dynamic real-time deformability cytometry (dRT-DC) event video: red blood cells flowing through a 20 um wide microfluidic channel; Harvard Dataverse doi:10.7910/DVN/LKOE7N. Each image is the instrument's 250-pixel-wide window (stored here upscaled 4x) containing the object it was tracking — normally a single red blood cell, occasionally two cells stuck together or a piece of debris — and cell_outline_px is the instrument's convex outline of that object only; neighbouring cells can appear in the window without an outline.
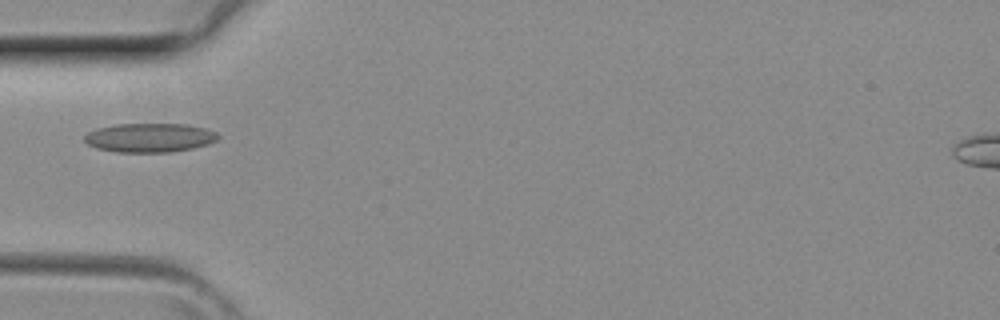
{"species": "common noctule bat (a hibernating species)", "species_latin": "Nyctalus noctula", "temperature_condition": "room temperature", "stored_images_in_passage": 1, "camera_frame_rate_fps": 3000, "um_per_image_px": 0.085, "animal": {"sex": "female", "body_mass_g": 29.2, "forearm_length_mm": 56.3}, "frame": {"image": 1, "passage_image": 1, "time_ms": 0.0, "image_size_px": [1000, 320], "cell_outline_px": [[220, 136], [216, 140], [208, 144], [192, 148], [168, 152], [116, 152], [96, 148], [88, 144], [84, 140], [84, 136], [88, 132], [96, 128], [116, 124], [188, 124], [204, 128], [216, 132]], "centroid_in_image_um": [12.7, 11.7], "position_along_channel_um": 72.3, "area_um2": 22.6}}